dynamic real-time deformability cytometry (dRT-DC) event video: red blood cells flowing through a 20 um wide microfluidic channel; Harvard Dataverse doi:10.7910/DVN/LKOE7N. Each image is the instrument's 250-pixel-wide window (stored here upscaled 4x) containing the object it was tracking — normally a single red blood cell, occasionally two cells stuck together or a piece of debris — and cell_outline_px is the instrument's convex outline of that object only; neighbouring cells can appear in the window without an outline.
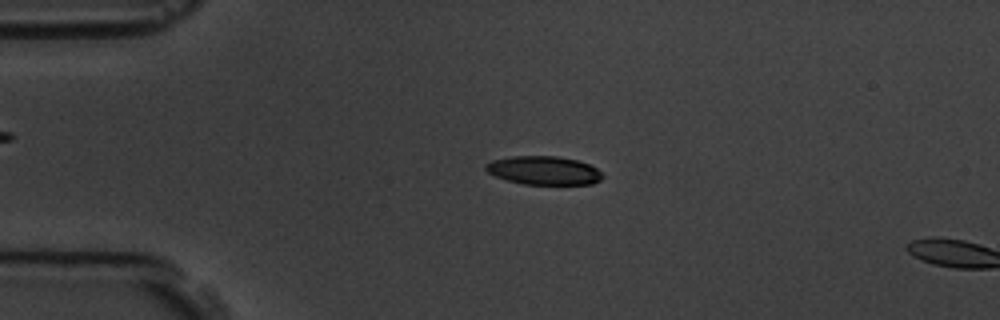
{"species": "common noctule bat (a hibernating species)", "species_latin": "Nyctalus noctula", "temperature_condition": "room temperature", "stored_images_in_passage": 4, "camera_frame_rate_fps": 3000, "um_per_image_px": 0.085, "animal": {"sex": "male", "body_mass_g": 19.5, "forearm_length_mm": 54.6}, "frame": {"image": 1, "passage_image": 3, "time_ms": 2.333, "image_size_px": [1000, 320], "cell_outline_px": [[604, 176], [600, 180], [592, 184], [524, 184], [508, 180], [496, 176], [488, 172], [484, 168], [484, 164], [492, 160], [512, 156], [560, 156], [580, 160], [596, 168]], "centroid_in_image_um": [46.23, 14.47], "position_along_channel_um": 38.8, "area_um2": 19.48}}